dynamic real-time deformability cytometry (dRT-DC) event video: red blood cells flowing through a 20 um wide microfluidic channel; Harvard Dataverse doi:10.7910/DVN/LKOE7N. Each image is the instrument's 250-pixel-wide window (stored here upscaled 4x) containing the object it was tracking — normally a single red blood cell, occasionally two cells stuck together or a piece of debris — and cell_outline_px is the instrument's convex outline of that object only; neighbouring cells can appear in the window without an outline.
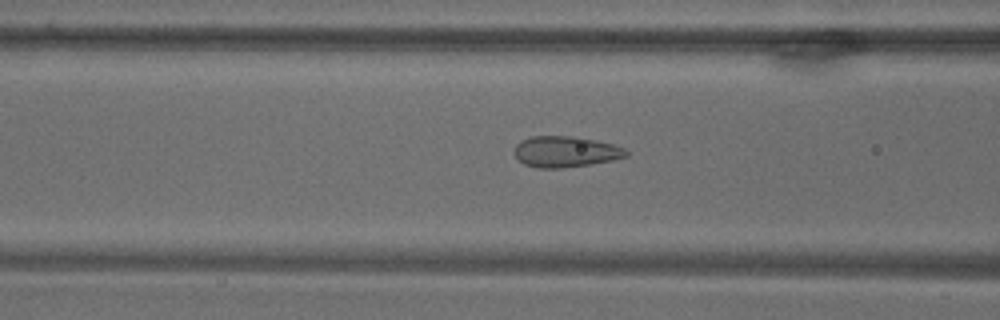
{"species": "common noctule bat (a hibernating species)", "species_latin": "Nyctalus noctula", "temperature_condition": "warm", "stored_images_in_passage": 70, "camera_frame_rate_fps": 3000, "um_per_image_px": 0.085, "animal": {"sex": "male", "body_mass_g": 18.8}, "frame": {"image": 1, "passage_image": 29, "time_ms": 9.333, "image_size_px": [1000, 320], "cell_outline_px": [[628, 156], [612, 160], [592, 164], [560, 168], [540, 168], [524, 164], [512, 152], [516, 144], [520, 140], [532, 136], [572, 136], [596, 140], [612, 144], [624, 148], [628, 152]], "centroid_in_image_um": [48.05, 12.89], "position_along_channel_um": 118.6, "area_um2": 20.23}}
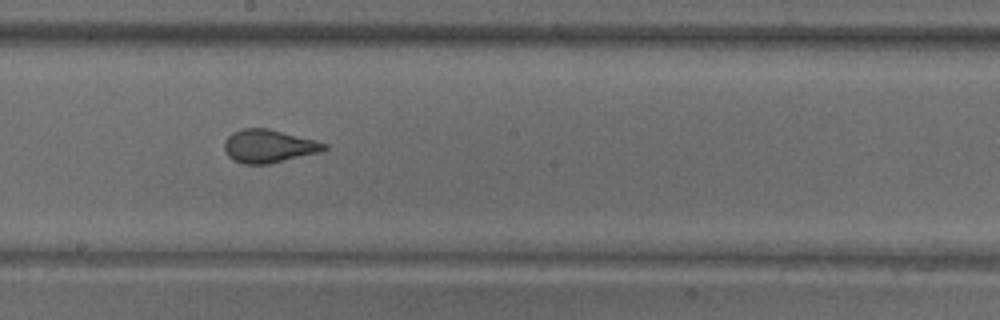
{"frame": {"image": 2, "passage_image": 40, "time_ms": 13.0, "image_size_px": [1000, 320], "cell_outline_px": [[328, 148], [320, 152], [268, 164], [244, 164], [232, 160], [228, 156], [224, 148], [224, 140], [232, 132], [240, 128], [268, 128], [316, 140], [328, 144]], "centroid_in_image_um": [22.82, 12.41], "position_along_channel_um": 225.4, "area_um2": 19.42}}
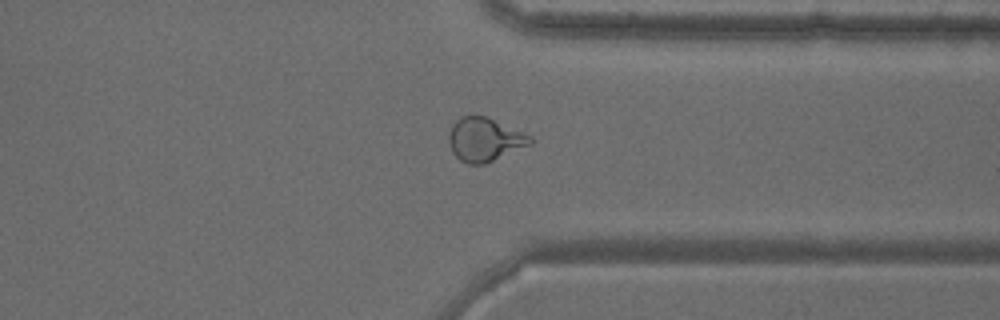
{"frame": {"image": 3, "passage_image": 55, "time_ms": 18.0, "image_size_px": [1000, 320], "cell_outline_px": [[532, 144], [484, 164], [468, 164], [460, 160], [452, 152], [448, 140], [448, 136], [452, 124], [460, 116], [484, 116], [524, 132], [532, 136]], "centroid_in_image_um": [41.18, 11.86], "position_along_channel_um": 370.2, "area_um2": 20.58}}